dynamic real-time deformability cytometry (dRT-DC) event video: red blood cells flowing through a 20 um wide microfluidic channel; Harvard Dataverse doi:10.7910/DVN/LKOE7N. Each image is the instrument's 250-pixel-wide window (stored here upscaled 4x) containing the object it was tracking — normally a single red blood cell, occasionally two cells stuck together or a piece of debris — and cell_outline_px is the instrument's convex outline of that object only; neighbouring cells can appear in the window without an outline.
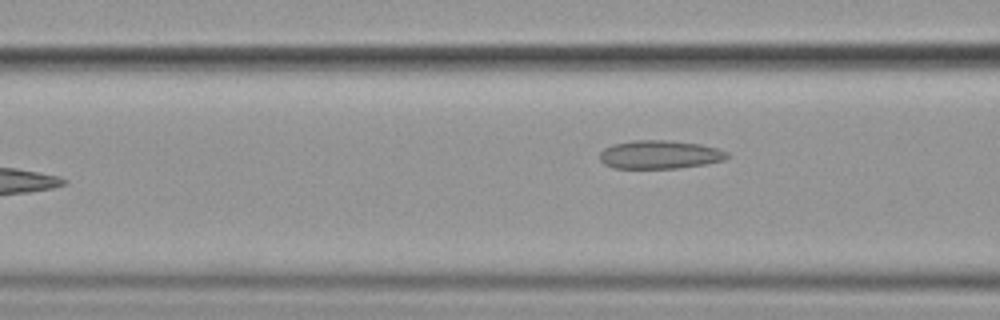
{"species": "common noctule bat (a hibernating species)", "species_latin": "Nyctalus noctula", "temperature_condition": "cold", "stored_images_in_passage": 8, "camera_frame_rate_fps": 3000, "um_per_image_px": 0.085, "animal": {"sex": "female", "body_mass_g": 19.9}, "frame": {"image": 1, "passage_image": 8, "time_ms": 9.333, "image_size_px": [1000, 320], "cell_outline_px": [[732, 156], [724, 160], [708, 164], [676, 168], [612, 168], [604, 164], [600, 160], [600, 152], [604, 148], [612, 144], [632, 140], [668, 140], [700, 144], [716, 148], [728, 152]], "centroid_in_image_um": [56.09, 13.14], "position_along_channel_um": 110.5, "area_um2": 21.33}}